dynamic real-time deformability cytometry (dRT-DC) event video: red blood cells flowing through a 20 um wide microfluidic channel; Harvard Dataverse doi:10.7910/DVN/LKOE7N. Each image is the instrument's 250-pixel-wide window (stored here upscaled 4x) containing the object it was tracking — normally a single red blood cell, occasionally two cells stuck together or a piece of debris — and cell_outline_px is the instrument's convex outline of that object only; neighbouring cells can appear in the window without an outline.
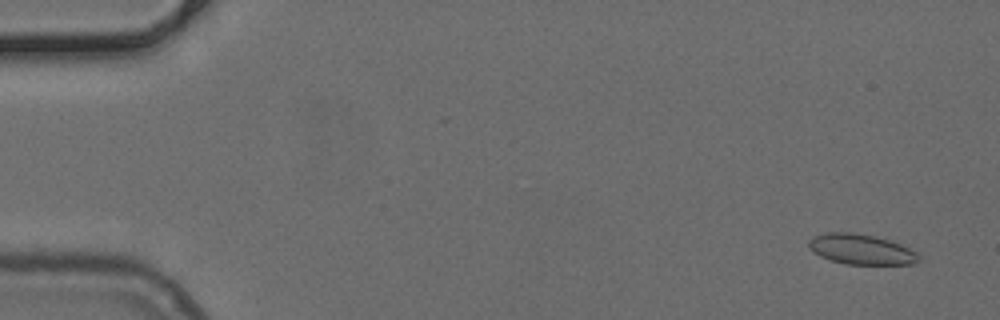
{"species": "common noctule bat (a hibernating species)", "species_latin": "Nyctalus noctula", "temperature_condition": "cold", "stored_images_in_passage": 51, "camera_frame_rate_fps": 3000, "um_per_image_px": 0.085, "animal": {"sex": "female", "body_mass_g": 24.6, "forearm_length_mm": 56.2}, "frame": {"image": 1, "passage_image": 2, "time_ms": 0.333, "image_size_px": [1000, 320], "cell_outline_px": [[920, 260], [916, 264], [844, 264], [820, 256], [808, 248], [808, 240], [812, 236], [828, 232], [848, 232], [876, 236], [900, 244], [916, 252], [920, 256]], "centroid_in_image_um": [73.18, 21.19], "position_along_channel_um": 11.8, "area_um2": 19.42}}
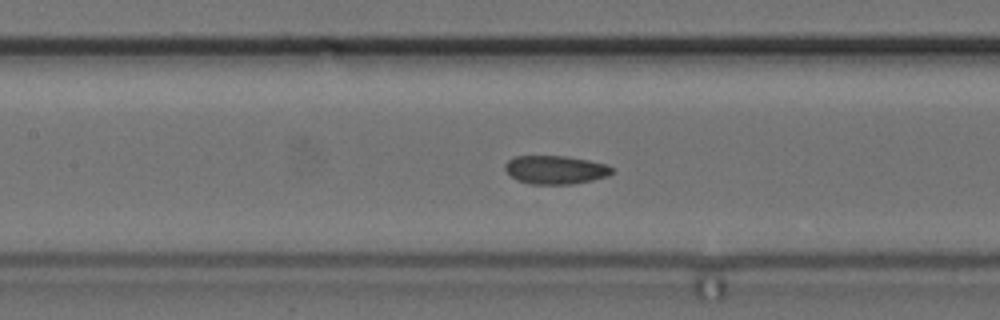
{"frame": {"image": 2, "passage_image": 23, "time_ms": 7.333, "image_size_px": [1000, 320], "cell_outline_px": [[616, 172], [608, 176], [592, 180], [572, 184], [532, 184], [516, 180], [504, 168], [504, 164], [508, 160], [516, 156], [568, 156], [608, 164]], "centroid_in_image_um": [47.25, 14.43], "position_along_channel_um": 160.2, "area_um2": 17.86}}
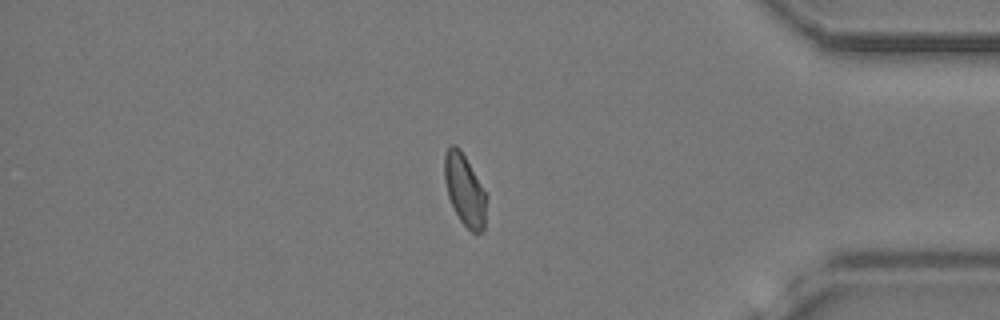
{"frame": {"image": 3, "passage_image": 43, "time_ms": 14.0, "image_size_px": [1000, 320], "cell_outline_px": [[484, 232], [472, 232], [460, 220], [448, 196], [444, 180], [444, 156], [448, 144], [456, 144], [460, 148], [480, 184], [484, 192]], "centroid_in_image_um": [39.43, 16.09], "position_along_channel_um": 395.8, "area_um2": 16.88}}